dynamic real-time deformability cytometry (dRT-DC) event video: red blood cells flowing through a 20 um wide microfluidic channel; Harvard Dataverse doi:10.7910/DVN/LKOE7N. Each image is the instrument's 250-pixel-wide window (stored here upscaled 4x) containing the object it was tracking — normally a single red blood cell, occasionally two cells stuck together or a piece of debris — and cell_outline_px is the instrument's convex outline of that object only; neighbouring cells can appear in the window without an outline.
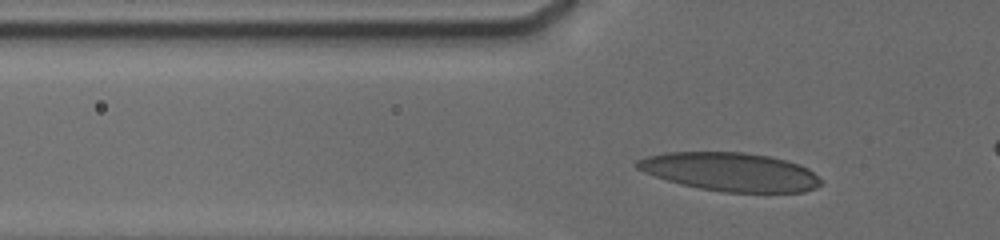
{"species": "human", "species_latin": "Homo sapiens", "temperature_condition": "cold", "stored_images_in_passage": 62, "camera_frame_rate_fps": 3000, "um_per_image_px": 0.085, "donor": {"sex": "male"}, "frame": {"image": 1, "passage_image": 36, "time_ms": 4.667, "image_size_px": [1000, 240], "cell_outline_px": [[820, 184], [816, 188], [804, 192], [724, 192], [700, 188], [680, 184], [644, 172], [636, 168], [636, 160], [648, 156], [668, 152], [744, 152], [768, 156], [784, 160], [808, 168], [820, 180]], "centroid_in_image_um": [62.06, 14.61], "position_along_channel_um": 63.7, "area_um2": 40.86}}
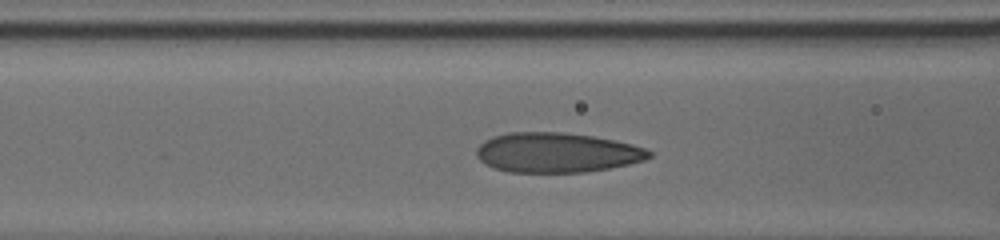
{"frame": {"image": 2, "passage_image": 48, "time_ms": 6.333, "image_size_px": [1000, 240], "cell_outline_px": [[652, 156], [644, 160], [628, 164], [588, 172], [508, 172], [484, 164], [476, 156], [476, 148], [484, 140], [492, 136], [508, 132], [564, 132], [592, 136], [616, 140], [632, 144], [644, 148], [652, 152]], "centroid_in_image_um": [47.31, 12.96], "position_along_channel_um": 119.3, "area_um2": 40.23}}
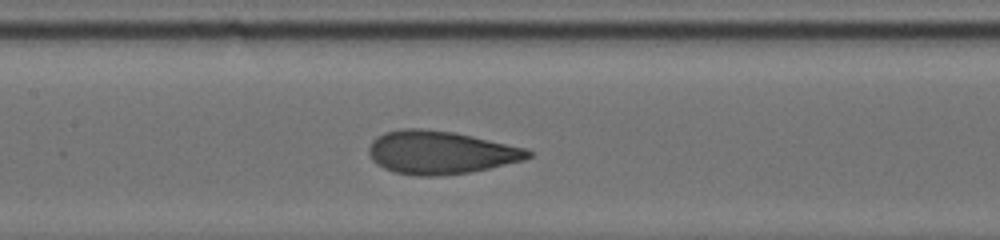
{"frame": {"image": 3, "passage_image": 58, "time_ms": 7.667, "image_size_px": [1000, 240], "cell_outline_px": [[532, 156], [524, 160], [472, 172], [436, 176], [416, 176], [396, 172], [384, 168], [372, 160], [368, 152], [368, 148], [372, 140], [376, 136], [384, 132], [400, 128], [420, 128], [452, 132], [472, 136], [524, 148], [532, 152]], "centroid_in_image_um": [37.4, 12.96], "position_along_channel_um": 170.0, "area_um2": 39.94}}